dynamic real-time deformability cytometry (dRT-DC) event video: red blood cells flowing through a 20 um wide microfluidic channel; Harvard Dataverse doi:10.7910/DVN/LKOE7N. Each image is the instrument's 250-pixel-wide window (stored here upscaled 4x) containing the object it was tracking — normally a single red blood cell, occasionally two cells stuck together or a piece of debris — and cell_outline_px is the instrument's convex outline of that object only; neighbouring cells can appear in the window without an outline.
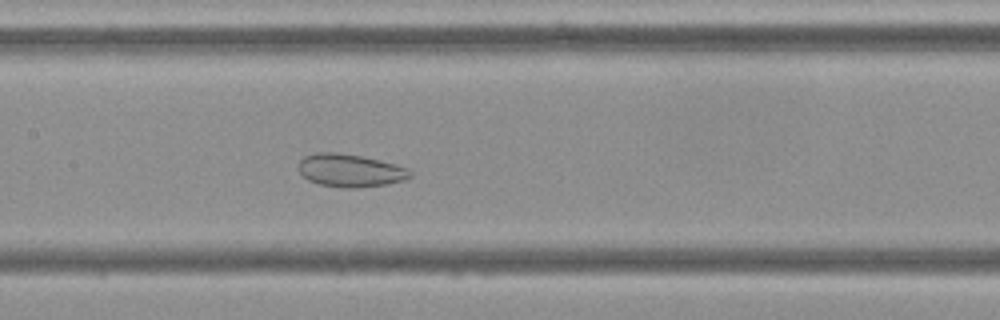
{"species": "Egyptian fruit bat (a non-hibernating species)", "species_latin": "Rousettus aegyptiacus", "temperature_condition": "cold", "stored_images_in_passage": 55, "camera_frame_rate_fps": 3000, "um_per_image_px": 0.085, "frame": {"image": 1, "passage_image": 26, "time_ms": 8.333, "image_size_px": [1000, 320], "cell_outline_px": [[412, 176], [404, 180], [384, 184], [356, 188], [344, 188], [320, 184], [308, 180], [300, 172], [300, 160], [304, 156], [316, 152], [336, 152], [360, 156], [408, 168], [412, 172]], "centroid_in_image_um": [29.75, 14.49], "position_along_channel_um": 177.6, "area_um2": 21.04}}
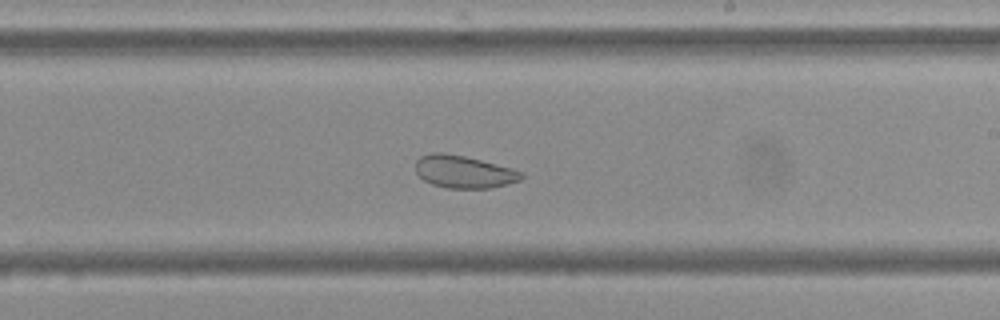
{"frame": {"image": 2, "passage_image": 32, "time_ms": 10.333, "image_size_px": [1000, 320], "cell_outline_px": [[524, 176], [520, 180], [492, 188], [448, 188], [432, 184], [424, 180], [416, 172], [416, 160], [420, 156], [436, 152], [440, 152], [464, 156], [512, 168], [524, 172]], "centroid_in_image_um": [39.44, 14.6], "position_along_channel_um": 249.6, "area_um2": 19.94}}
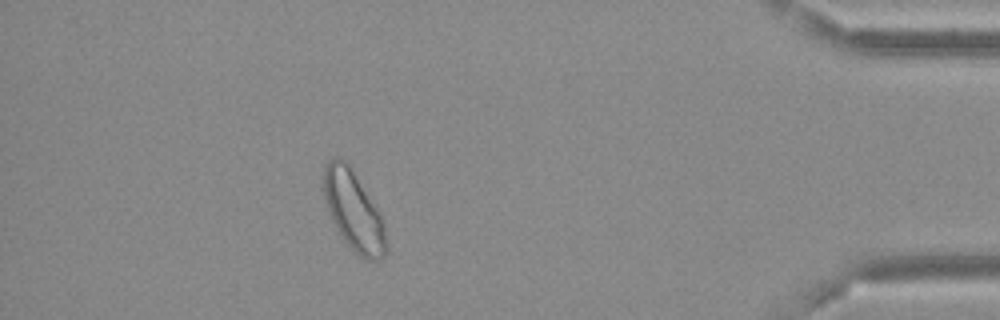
{"frame": {"image": 3, "passage_image": 49, "time_ms": 16.0, "image_size_px": [1000, 320], "cell_outline_px": [[388, 252], [380, 260], [368, 260], [360, 256], [344, 240], [336, 228], [328, 208], [324, 196], [324, 164], [332, 156], [336, 156], [344, 160], [348, 164], [380, 212], [384, 224], [388, 248]], "centroid_in_image_um": [30.08, 17.93], "position_along_channel_um": 405.1, "area_um2": 28.73}, "authors_computed_cell_mechanics": {"area_um2": 27.9752, "velocity_mm_per_s": 3.6114, "shape_relaxation_time_tau1_ms": null, "shape_relaxation_time_tau2_ms": 1.6827, "deformation_change_tau1": null, "deformation_change_tau2": 0.0755}}